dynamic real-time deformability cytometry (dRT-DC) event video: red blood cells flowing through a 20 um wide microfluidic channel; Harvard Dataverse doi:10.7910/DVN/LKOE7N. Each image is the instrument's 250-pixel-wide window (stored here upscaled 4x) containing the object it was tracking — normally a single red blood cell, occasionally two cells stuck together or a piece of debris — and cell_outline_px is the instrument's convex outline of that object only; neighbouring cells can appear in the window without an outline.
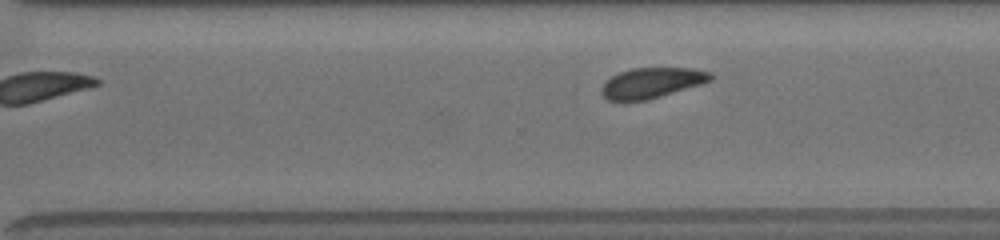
{"species": "common noctule bat (a hibernating species)", "species_latin": "Nyctalus noctula", "temperature_condition": "room temperature", "stored_images_in_passage": 16, "camera_frame_rate_fps": 3000, "um_per_image_px": 0.085, "animal": {"sex": "female", "body_mass_g": 19.5, "forearm_length_mm": 54.1}, "frame": {"image": 1, "passage_image": 16, "time_ms": 8.333, "image_size_px": [1000, 240], "cell_outline_px": [[712, 80], [700, 84], [660, 96], [644, 100], [608, 100], [600, 92], [600, 88], [612, 76], [620, 72], [632, 68], [692, 68], [708, 72], [712, 76]], "centroid_in_image_um": [55.37, 7.03], "position_along_channel_um": 315.2, "area_um2": 18.84}}